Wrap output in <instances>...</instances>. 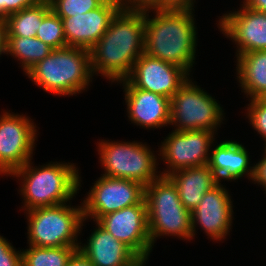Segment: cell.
Returning <instances> with one entry per match:
<instances>
[{"mask_svg": "<svg viewBox=\"0 0 266 266\" xmlns=\"http://www.w3.org/2000/svg\"><path fill=\"white\" fill-rule=\"evenodd\" d=\"M145 8H121L107 31L90 50L93 75L111 82L126 79L144 53Z\"/></svg>", "mask_w": 266, "mask_h": 266, "instance_id": "6da1fadb", "label": "cell"}, {"mask_svg": "<svg viewBox=\"0 0 266 266\" xmlns=\"http://www.w3.org/2000/svg\"><path fill=\"white\" fill-rule=\"evenodd\" d=\"M193 11L145 8L144 53L183 68L190 75L198 42ZM149 12L154 17L150 18Z\"/></svg>", "mask_w": 266, "mask_h": 266, "instance_id": "7a4b0ae2", "label": "cell"}, {"mask_svg": "<svg viewBox=\"0 0 266 266\" xmlns=\"http://www.w3.org/2000/svg\"><path fill=\"white\" fill-rule=\"evenodd\" d=\"M32 164L30 160L10 175L23 181L19 191L24 211L64 204L75 197L81 186L75 163L51 161L38 167Z\"/></svg>", "mask_w": 266, "mask_h": 266, "instance_id": "3957f363", "label": "cell"}, {"mask_svg": "<svg viewBox=\"0 0 266 266\" xmlns=\"http://www.w3.org/2000/svg\"><path fill=\"white\" fill-rule=\"evenodd\" d=\"M25 75L56 95H75L86 90L92 82L90 51L67 46L53 51Z\"/></svg>", "mask_w": 266, "mask_h": 266, "instance_id": "277c9868", "label": "cell"}, {"mask_svg": "<svg viewBox=\"0 0 266 266\" xmlns=\"http://www.w3.org/2000/svg\"><path fill=\"white\" fill-rule=\"evenodd\" d=\"M148 232L151 245L159 236H177L192 240L191 212L181 203L176 186L160 176L145 186Z\"/></svg>", "mask_w": 266, "mask_h": 266, "instance_id": "5b68a950", "label": "cell"}, {"mask_svg": "<svg viewBox=\"0 0 266 266\" xmlns=\"http://www.w3.org/2000/svg\"><path fill=\"white\" fill-rule=\"evenodd\" d=\"M68 203L25 211L28 244L37 247H79L78 235L85 221L82 205Z\"/></svg>", "mask_w": 266, "mask_h": 266, "instance_id": "8992f818", "label": "cell"}, {"mask_svg": "<svg viewBox=\"0 0 266 266\" xmlns=\"http://www.w3.org/2000/svg\"><path fill=\"white\" fill-rule=\"evenodd\" d=\"M97 145L99 162L104 169V174L101 175L133 180L143 186L161 176L160 172L156 171L159 164L157 155L142 142L101 140Z\"/></svg>", "mask_w": 266, "mask_h": 266, "instance_id": "52a82bcc", "label": "cell"}, {"mask_svg": "<svg viewBox=\"0 0 266 266\" xmlns=\"http://www.w3.org/2000/svg\"><path fill=\"white\" fill-rule=\"evenodd\" d=\"M220 105L189 77L170 99L169 125L176 127L173 131L217 132L224 121V109Z\"/></svg>", "mask_w": 266, "mask_h": 266, "instance_id": "ba28073f", "label": "cell"}, {"mask_svg": "<svg viewBox=\"0 0 266 266\" xmlns=\"http://www.w3.org/2000/svg\"><path fill=\"white\" fill-rule=\"evenodd\" d=\"M83 198L84 219L100 217L136 204H146L145 186L133 180L102 175Z\"/></svg>", "mask_w": 266, "mask_h": 266, "instance_id": "9c48e42d", "label": "cell"}, {"mask_svg": "<svg viewBox=\"0 0 266 266\" xmlns=\"http://www.w3.org/2000/svg\"><path fill=\"white\" fill-rule=\"evenodd\" d=\"M36 132L31 118L3 111L0 115V175L8 177L32 160Z\"/></svg>", "mask_w": 266, "mask_h": 266, "instance_id": "30bf717a", "label": "cell"}, {"mask_svg": "<svg viewBox=\"0 0 266 266\" xmlns=\"http://www.w3.org/2000/svg\"><path fill=\"white\" fill-rule=\"evenodd\" d=\"M216 132L206 130L172 131L161 142L158 152L167 169L160 171L161 176L191 167L208 164ZM212 144V145H211Z\"/></svg>", "mask_w": 266, "mask_h": 266, "instance_id": "8fae6325", "label": "cell"}, {"mask_svg": "<svg viewBox=\"0 0 266 266\" xmlns=\"http://www.w3.org/2000/svg\"><path fill=\"white\" fill-rule=\"evenodd\" d=\"M96 222L128 246L141 260L149 259L153 247L148 232L146 204H136L109 213Z\"/></svg>", "mask_w": 266, "mask_h": 266, "instance_id": "7c38bea8", "label": "cell"}, {"mask_svg": "<svg viewBox=\"0 0 266 266\" xmlns=\"http://www.w3.org/2000/svg\"><path fill=\"white\" fill-rule=\"evenodd\" d=\"M228 191L218 182L203 195L198 206L191 212L192 239L198 224L213 241L226 239L234 219L233 204Z\"/></svg>", "mask_w": 266, "mask_h": 266, "instance_id": "4fadbf2b", "label": "cell"}, {"mask_svg": "<svg viewBox=\"0 0 266 266\" xmlns=\"http://www.w3.org/2000/svg\"><path fill=\"white\" fill-rule=\"evenodd\" d=\"M189 77L183 68L143 53L126 79L135 88L171 99Z\"/></svg>", "mask_w": 266, "mask_h": 266, "instance_id": "5bb4252c", "label": "cell"}, {"mask_svg": "<svg viewBox=\"0 0 266 266\" xmlns=\"http://www.w3.org/2000/svg\"><path fill=\"white\" fill-rule=\"evenodd\" d=\"M238 11L220 16L217 24L226 38L236 45V58L247 52L266 50V13L241 4Z\"/></svg>", "mask_w": 266, "mask_h": 266, "instance_id": "9a60e30c", "label": "cell"}, {"mask_svg": "<svg viewBox=\"0 0 266 266\" xmlns=\"http://www.w3.org/2000/svg\"><path fill=\"white\" fill-rule=\"evenodd\" d=\"M118 0H106L100 7L71 17H60L67 46L90 51L107 31L112 18L121 9Z\"/></svg>", "mask_w": 266, "mask_h": 266, "instance_id": "2e32d148", "label": "cell"}, {"mask_svg": "<svg viewBox=\"0 0 266 266\" xmlns=\"http://www.w3.org/2000/svg\"><path fill=\"white\" fill-rule=\"evenodd\" d=\"M124 89L129 121L142 128H162L170 122V99L135 88L127 79L120 80Z\"/></svg>", "mask_w": 266, "mask_h": 266, "instance_id": "e0dca14e", "label": "cell"}, {"mask_svg": "<svg viewBox=\"0 0 266 266\" xmlns=\"http://www.w3.org/2000/svg\"><path fill=\"white\" fill-rule=\"evenodd\" d=\"M97 228L79 250L94 266H134L141 259L124 243L118 241L97 222Z\"/></svg>", "mask_w": 266, "mask_h": 266, "instance_id": "ac0fdd59", "label": "cell"}, {"mask_svg": "<svg viewBox=\"0 0 266 266\" xmlns=\"http://www.w3.org/2000/svg\"><path fill=\"white\" fill-rule=\"evenodd\" d=\"M209 167L220 183L222 179L234 181L245 175L252 179L254 166H250V158L244 145L237 141H223L211 148Z\"/></svg>", "mask_w": 266, "mask_h": 266, "instance_id": "d6986e66", "label": "cell"}, {"mask_svg": "<svg viewBox=\"0 0 266 266\" xmlns=\"http://www.w3.org/2000/svg\"><path fill=\"white\" fill-rule=\"evenodd\" d=\"M176 186L181 203L192 212L218 179L208 164L177 170L167 176Z\"/></svg>", "mask_w": 266, "mask_h": 266, "instance_id": "ffe728a7", "label": "cell"}, {"mask_svg": "<svg viewBox=\"0 0 266 266\" xmlns=\"http://www.w3.org/2000/svg\"><path fill=\"white\" fill-rule=\"evenodd\" d=\"M237 80L249 99L266 98V50L247 52L236 60Z\"/></svg>", "mask_w": 266, "mask_h": 266, "instance_id": "44dd1931", "label": "cell"}, {"mask_svg": "<svg viewBox=\"0 0 266 266\" xmlns=\"http://www.w3.org/2000/svg\"><path fill=\"white\" fill-rule=\"evenodd\" d=\"M52 51V47L36 37L8 36L6 54L20 61L25 74Z\"/></svg>", "mask_w": 266, "mask_h": 266, "instance_id": "7402d4cb", "label": "cell"}, {"mask_svg": "<svg viewBox=\"0 0 266 266\" xmlns=\"http://www.w3.org/2000/svg\"><path fill=\"white\" fill-rule=\"evenodd\" d=\"M50 9L49 0H43L37 5L10 14L5 18L8 36L36 37L43 17Z\"/></svg>", "mask_w": 266, "mask_h": 266, "instance_id": "603a6c76", "label": "cell"}, {"mask_svg": "<svg viewBox=\"0 0 266 266\" xmlns=\"http://www.w3.org/2000/svg\"><path fill=\"white\" fill-rule=\"evenodd\" d=\"M79 247H37L29 245L22 249V266H67L69 259Z\"/></svg>", "mask_w": 266, "mask_h": 266, "instance_id": "cb8c5ba5", "label": "cell"}, {"mask_svg": "<svg viewBox=\"0 0 266 266\" xmlns=\"http://www.w3.org/2000/svg\"><path fill=\"white\" fill-rule=\"evenodd\" d=\"M36 38L53 49L67 47L62 19L52 9L44 15L42 24L37 30Z\"/></svg>", "mask_w": 266, "mask_h": 266, "instance_id": "d4e9b609", "label": "cell"}, {"mask_svg": "<svg viewBox=\"0 0 266 266\" xmlns=\"http://www.w3.org/2000/svg\"><path fill=\"white\" fill-rule=\"evenodd\" d=\"M106 0H49L59 17H71L100 7Z\"/></svg>", "mask_w": 266, "mask_h": 266, "instance_id": "484cf974", "label": "cell"}, {"mask_svg": "<svg viewBox=\"0 0 266 266\" xmlns=\"http://www.w3.org/2000/svg\"><path fill=\"white\" fill-rule=\"evenodd\" d=\"M250 101L245 110L248 120L266 144V98H252Z\"/></svg>", "mask_w": 266, "mask_h": 266, "instance_id": "4316f807", "label": "cell"}, {"mask_svg": "<svg viewBox=\"0 0 266 266\" xmlns=\"http://www.w3.org/2000/svg\"><path fill=\"white\" fill-rule=\"evenodd\" d=\"M0 266H22L21 250L16 249L0 235Z\"/></svg>", "mask_w": 266, "mask_h": 266, "instance_id": "83f0119b", "label": "cell"}, {"mask_svg": "<svg viewBox=\"0 0 266 266\" xmlns=\"http://www.w3.org/2000/svg\"><path fill=\"white\" fill-rule=\"evenodd\" d=\"M43 0H0V18H6L23 8L39 4Z\"/></svg>", "mask_w": 266, "mask_h": 266, "instance_id": "f1b7e54d", "label": "cell"}, {"mask_svg": "<svg viewBox=\"0 0 266 266\" xmlns=\"http://www.w3.org/2000/svg\"><path fill=\"white\" fill-rule=\"evenodd\" d=\"M195 0H155L148 8L157 10H194Z\"/></svg>", "mask_w": 266, "mask_h": 266, "instance_id": "f546056e", "label": "cell"}, {"mask_svg": "<svg viewBox=\"0 0 266 266\" xmlns=\"http://www.w3.org/2000/svg\"><path fill=\"white\" fill-rule=\"evenodd\" d=\"M264 156L257 163L254 164V172L252 176V182L263 186L266 194V149H264Z\"/></svg>", "mask_w": 266, "mask_h": 266, "instance_id": "4dcf8cb0", "label": "cell"}, {"mask_svg": "<svg viewBox=\"0 0 266 266\" xmlns=\"http://www.w3.org/2000/svg\"><path fill=\"white\" fill-rule=\"evenodd\" d=\"M67 266H94V265L79 249H77L69 259Z\"/></svg>", "mask_w": 266, "mask_h": 266, "instance_id": "1f68e13d", "label": "cell"}, {"mask_svg": "<svg viewBox=\"0 0 266 266\" xmlns=\"http://www.w3.org/2000/svg\"><path fill=\"white\" fill-rule=\"evenodd\" d=\"M155 0H118L122 8L144 9L148 8Z\"/></svg>", "mask_w": 266, "mask_h": 266, "instance_id": "d6a6232c", "label": "cell"}, {"mask_svg": "<svg viewBox=\"0 0 266 266\" xmlns=\"http://www.w3.org/2000/svg\"><path fill=\"white\" fill-rule=\"evenodd\" d=\"M7 41H8L7 23L5 18H0V57L2 54H6Z\"/></svg>", "mask_w": 266, "mask_h": 266, "instance_id": "836d02e7", "label": "cell"}, {"mask_svg": "<svg viewBox=\"0 0 266 266\" xmlns=\"http://www.w3.org/2000/svg\"><path fill=\"white\" fill-rule=\"evenodd\" d=\"M243 4L255 11L266 13V0H243Z\"/></svg>", "mask_w": 266, "mask_h": 266, "instance_id": "e575fe53", "label": "cell"}, {"mask_svg": "<svg viewBox=\"0 0 266 266\" xmlns=\"http://www.w3.org/2000/svg\"><path fill=\"white\" fill-rule=\"evenodd\" d=\"M147 260H140L137 264H135L134 266H145Z\"/></svg>", "mask_w": 266, "mask_h": 266, "instance_id": "d590c367", "label": "cell"}]
</instances>
